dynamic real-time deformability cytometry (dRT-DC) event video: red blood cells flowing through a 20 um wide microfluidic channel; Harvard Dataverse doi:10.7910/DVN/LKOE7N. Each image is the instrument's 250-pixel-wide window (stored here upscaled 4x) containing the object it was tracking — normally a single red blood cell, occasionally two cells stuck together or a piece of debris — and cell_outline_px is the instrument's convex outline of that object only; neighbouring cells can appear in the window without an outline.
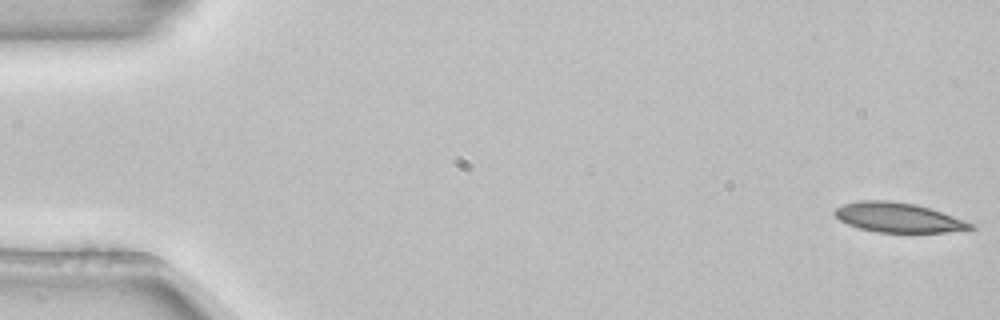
{"species": "common noctule bat (a hibernating species)", "species_latin": "Nyctalus noctula", "temperature_condition": "room temperature", "stored_images_in_passage": 5, "camera_frame_rate_fps": 3000, "um_per_image_px": 0.085, "animal": {"sex": "female", "body_mass_g": 22.7, "forearm_length_mm": 54.2}, "frame": {"image": 1, "passage_image": 1, "time_ms": 0.0, "image_size_px": [1000, 320], "cell_outline_px": [[976, 228], [948, 232], [876, 232], [860, 228], [848, 224], [840, 220], [832, 212], [836, 208], [844, 204], [860, 200], [888, 200], [916, 204], [976, 224]], "centroid_in_image_um": [76.34, 18.49], "position_along_channel_um": 8.7, "area_um2": 23.29}}
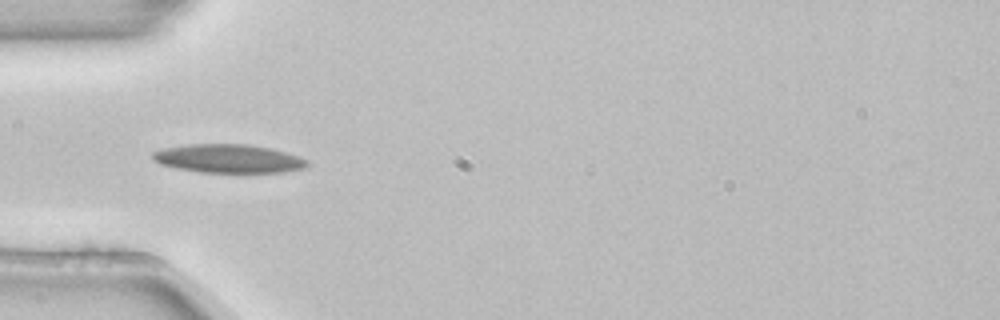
{"frame": {"image": 2, "passage_image": 4, "time_ms": 1.0, "image_size_px": [1000, 320], "cell_outline_px": [[308, 164], [304, 168], [284, 172], [200, 172], [176, 168], [160, 164], [152, 160], [152, 152], [164, 148], [188, 144], [248, 144], [268, 148], [300, 156], [308, 160]], "centroid_in_image_um": [19.4, 13.48], "position_along_channel_um": 65.6, "area_um2": 25.66}}